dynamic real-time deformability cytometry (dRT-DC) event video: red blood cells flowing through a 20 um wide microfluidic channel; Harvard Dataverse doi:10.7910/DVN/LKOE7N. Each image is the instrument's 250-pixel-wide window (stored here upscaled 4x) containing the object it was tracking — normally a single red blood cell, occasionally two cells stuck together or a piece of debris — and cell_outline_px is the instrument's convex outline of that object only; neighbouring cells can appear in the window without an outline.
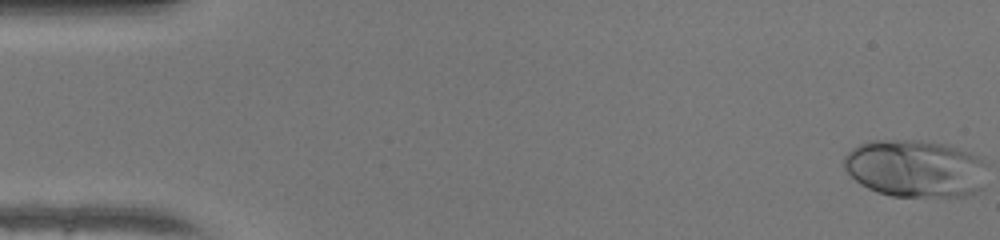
{"species": "human", "species_latin": "Homo sapiens", "temperature_condition": "warm", "stored_images_in_passage": 49, "camera_frame_rate_fps": 3000, "um_per_image_px": 0.085, "donor": {"sex": "female"}, "frame": {"image": 1, "passage_image": 1, "time_ms": 0.0, "image_size_px": [1000, 240], "cell_outline_px": [[984, 164], [980, 188], [976, 192], [968, 196], [892, 196], [876, 192], [860, 184], [844, 168], [844, 156], [852, 148], [868, 140], [916, 140], [944, 144], [968, 152], [984, 160]], "centroid_in_image_um": [77.74, 14.32], "position_along_channel_um": 7.3, "area_um2": 47.51}}
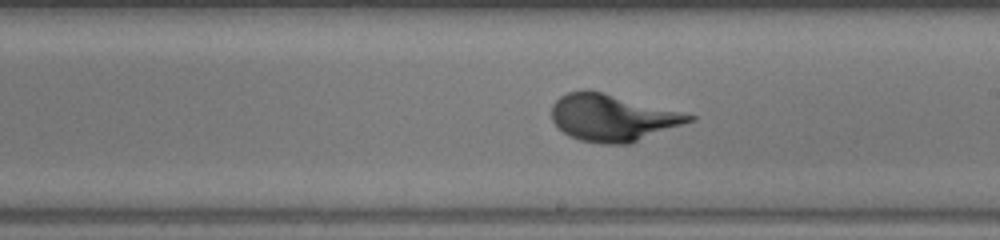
{"frame": {"image": 2, "passage_image": 28, "time_ms": 9.0, "image_size_px": [1000, 240], "cell_outline_px": [[696, 120], [628, 144], [600, 144], [580, 140], [568, 136], [552, 120], [552, 104], [560, 96], [568, 92], [584, 88], [588, 88], [696, 116]], "centroid_in_image_um": [52.03, 9.99], "position_along_channel_um": 237.0, "area_um2": 37.51}}
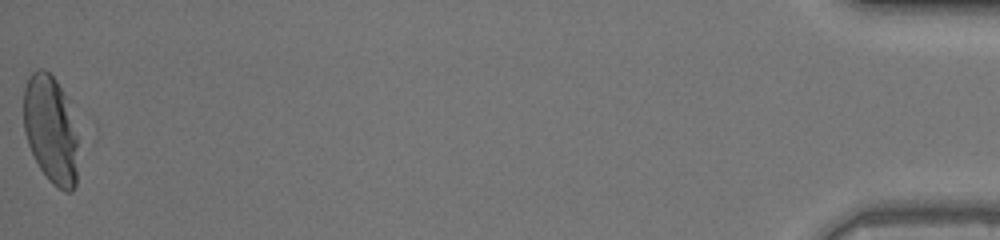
{"frame": {"image": 3, "passage_image": 49, "time_ms": 16.0, "image_size_px": [1000, 240], "cell_outline_px": [[76, 184], [72, 192], [64, 192], [52, 184], [48, 180], [40, 168], [28, 144], [24, 132], [24, 88], [28, 76], [36, 68], [44, 68], [56, 80], [64, 96], [76, 136]], "centroid_in_image_um": [4.26, 11.02], "position_along_channel_um": 430.9, "area_um2": 33.64}}